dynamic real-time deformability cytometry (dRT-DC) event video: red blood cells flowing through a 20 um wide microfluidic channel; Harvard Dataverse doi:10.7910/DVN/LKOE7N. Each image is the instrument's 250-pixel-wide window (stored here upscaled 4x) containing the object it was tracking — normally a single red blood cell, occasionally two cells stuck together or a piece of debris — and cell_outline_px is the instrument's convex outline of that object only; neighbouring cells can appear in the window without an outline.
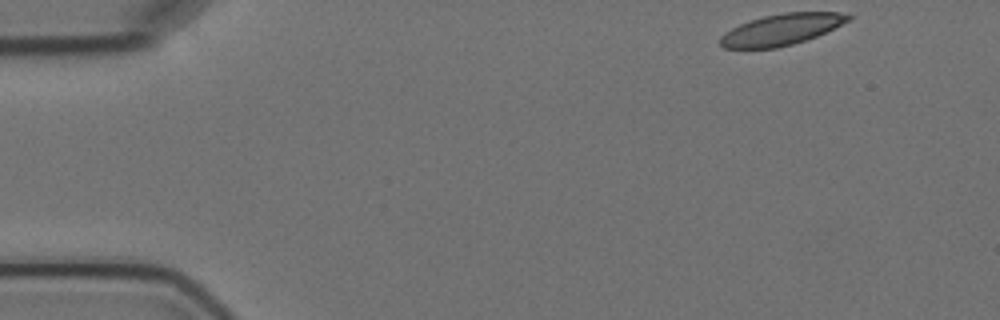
{"species": "Egyptian fruit bat (a non-hibernating species)", "species_latin": "Rousettus aegyptiacus", "temperature_condition": "cold", "stored_images_in_passage": 4, "camera_frame_rate_fps": 3000, "um_per_image_px": 0.085, "animal": {"sex": "female"}, "frame": {"image": 1, "passage_image": 1, "time_ms": 0.0, "image_size_px": [1000, 320], "cell_outline_px": [[856, 16], [852, 20], [816, 36], [792, 44], [776, 48], [724, 48], [720, 44], [720, 36], [724, 32], [740, 24], [764, 16], [784, 12], [840, 12]], "centroid_in_image_um": [66.47, 2.5], "position_along_channel_um": 18.5, "area_um2": 23.24}}
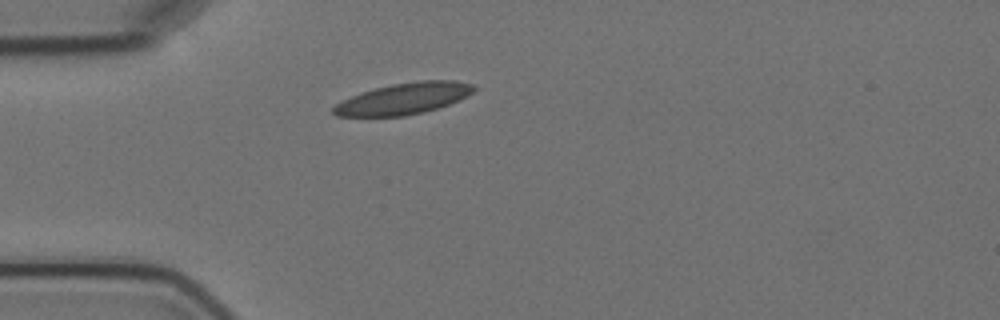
{"frame": {"image": 2, "passage_image": 4, "time_ms": 3.333, "image_size_px": [1000, 320], "cell_outline_px": [[476, 88], [472, 92], [460, 100], [424, 112], [404, 116], [336, 116], [332, 112], [332, 108], [336, 104], [360, 92], [392, 84], [420, 80], [456, 80], [476, 84]], "centroid_in_image_um": [34.35, 8.37], "position_along_channel_um": 50.7, "area_um2": 25.61}}